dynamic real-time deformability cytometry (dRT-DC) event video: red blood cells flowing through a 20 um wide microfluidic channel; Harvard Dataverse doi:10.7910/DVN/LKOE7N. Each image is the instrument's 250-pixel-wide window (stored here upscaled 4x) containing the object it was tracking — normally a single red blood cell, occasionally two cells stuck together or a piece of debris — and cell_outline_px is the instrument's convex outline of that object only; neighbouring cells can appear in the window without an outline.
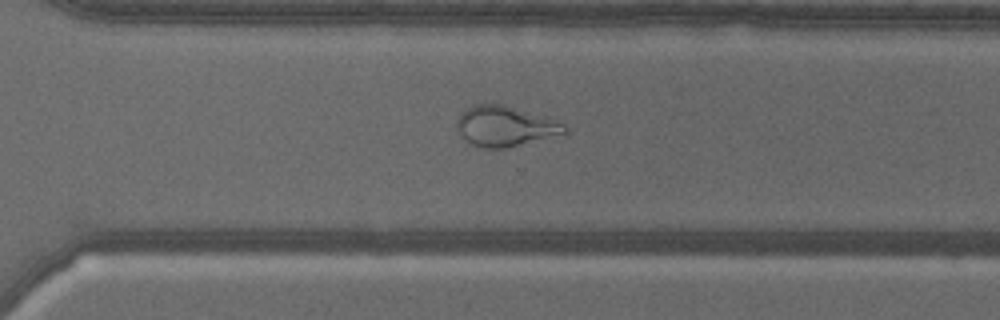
{"species": "common noctule bat (a hibernating species)", "species_latin": "Nyctalus noctula", "temperature_condition": "warm", "stored_images_in_passage": 58, "camera_frame_rate_fps": 3000, "um_per_image_px": 0.085, "animal": {"sex": "male", "body_mass_g": 18.8}, "frame": {"image": 1, "passage_image": 41, "time_ms": 13.333, "image_size_px": [1000, 320], "cell_outline_px": [[568, 132], [508, 148], [480, 148], [472, 144], [460, 136], [456, 128], [456, 120], [460, 112], [464, 108], [472, 104], [500, 104], [548, 116], [560, 120], [568, 128]], "centroid_in_image_um": [42.91, 10.72], "position_along_channel_um": 327.7, "area_um2": 25.78}}
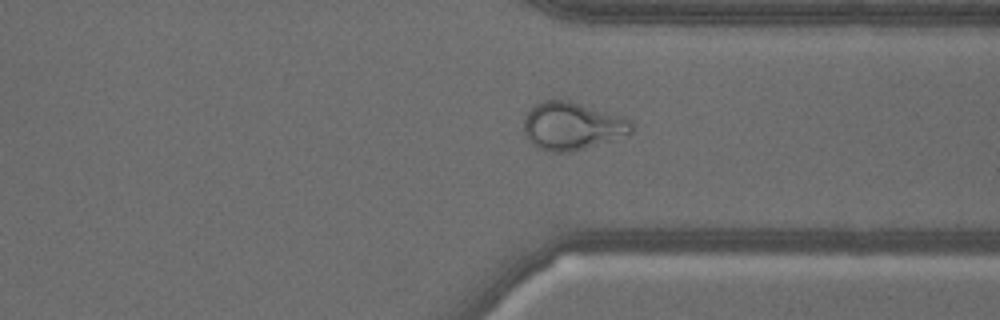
{"frame": {"image": 2, "passage_image": 44, "time_ms": 14.333, "image_size_px": [1000, 320], "cell_outline_px": [[636, 124], [632, 132], [572, 152], [548, 152], [536, 148], [528, 140], [524, 132], [524, 116], [536, 104], [544, 100], [568, 100], [624, 116], [632, 120]], "centroid_in_image_um": [48.62, 10.71], "position_along_channel_um": 362.8, "area_um2": 30.06}}
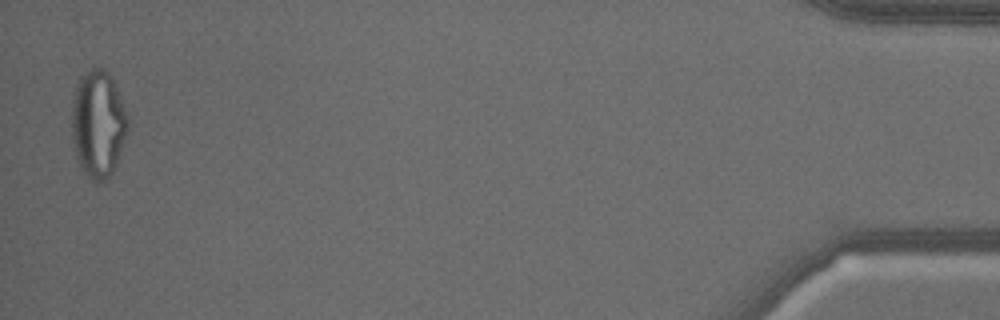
{"frame": {"image": 3, "passage_image": 57, "time_ms": 18.667, "image_size_px": [1000, 320], "cell_outline_px": [[128, 128], [116, 164], [108, 180], [96, 184], [80, 168], [72, 136], [72, 104], [76, 84], [84, 72], [92, 68], [104, 68], [112, 76], [128, 116]], "centroid_in_image_um": [8.34, 10.53], "position_along_channel_um": 426.9, "area_um2": 35.08}}